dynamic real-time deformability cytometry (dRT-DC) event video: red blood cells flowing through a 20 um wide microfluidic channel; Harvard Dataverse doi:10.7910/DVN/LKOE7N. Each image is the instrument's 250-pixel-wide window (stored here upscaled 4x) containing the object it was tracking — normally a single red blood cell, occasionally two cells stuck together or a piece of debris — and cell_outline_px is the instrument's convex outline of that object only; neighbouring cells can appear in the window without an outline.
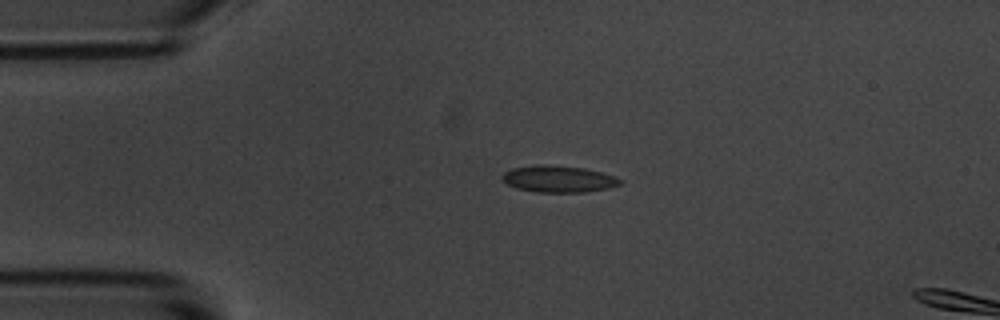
{"species": "common noctule bat (a hibernating species)", "species_latin": "Nyctalus noctula", "temperature_condition": "room temperature", "stored_images_in_passage": 2, "camera_frame_rate_fps": 3000, "um_per_image_px": 0.085, "animal": {"sex": "male", "body_mass_g": 20.1, "forearm_length_mm": 53.5}, "frame": {"image": 1, "passage_image": 1, "time_ms": 0.0, "image_size_px": [1000, 320], "cell_outline_px": [[620, 184], [612, 188], [584, 192], [536, 192], [516, 188], [500, 180], [500, 176], [504, 172], [512, 168], [536, 164], [548, 164], [584, 168], [600, 172], [612, 176], [620, 180]], "centroid_in_image_um": [47.4, 15.21], "position_along_channel_um": 37.6, "area_um2": 18.44}}